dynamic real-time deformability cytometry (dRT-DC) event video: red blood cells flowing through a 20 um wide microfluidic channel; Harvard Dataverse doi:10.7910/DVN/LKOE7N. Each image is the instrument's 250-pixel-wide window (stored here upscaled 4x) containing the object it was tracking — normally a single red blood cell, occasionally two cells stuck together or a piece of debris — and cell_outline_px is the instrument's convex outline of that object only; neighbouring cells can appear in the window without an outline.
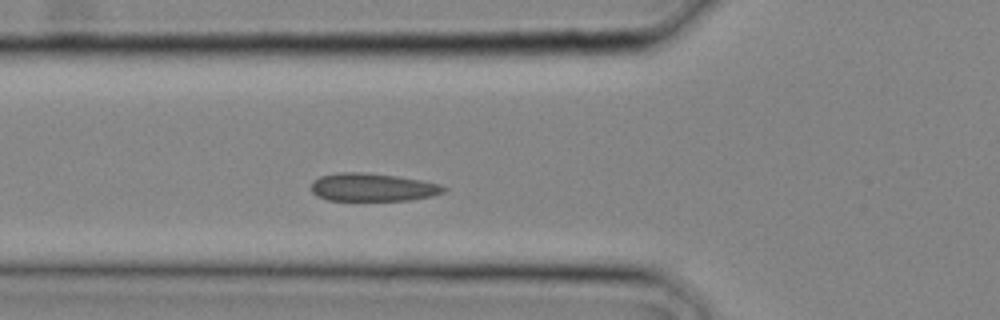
{"species": "common noctule bat (a hibernating species)", "species_latin": "Nyctalus noctula", "temperature_condition": "cold", "stored_images_in_passage": 8, "camera_frame_rate_fps": 3000, "um_per_image_px": 0.085, "animal": {"sex": "male", "body_mass_g": 20.4}, "frame": {"image": 1, "passage_image": 6, "time_ms": 1.667, "image_size_px": [1000, 320], "cell_outline_px": [[448, 188], [444, 192], [432, 196], [408, 200], [328, 200], [316, 196], [312, 192], [312, 180], [320, 176], [336, 172], [364, 172], [396, 176], [420, 180], [440, 184]], "centroid_in_image_um": [31.65, 15.91], "position_along_channel_um": 94.2, "area_um2": 21.68}}
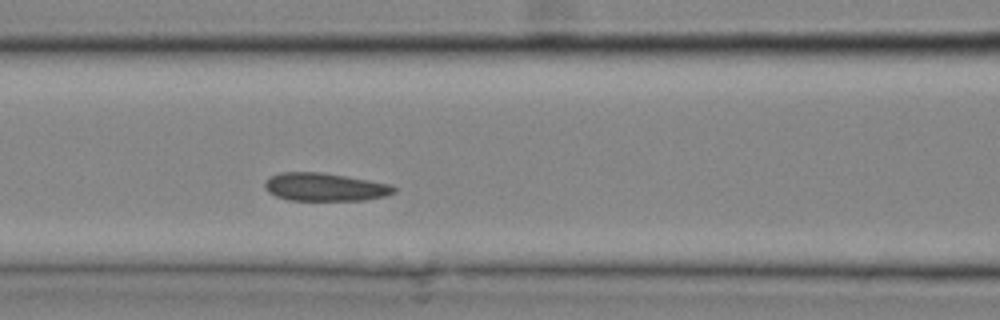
{"frame": {"image": 2, "passage_image": 8, "time_ms": 2.333, "image_size_px": [1000, 320], "cell_outline_px": [[396, 192], [384, 196], [364, 200], [288, 200], [276, 196], [268, 192], [264, 188], [264, 180], [268, 176], [280, 172], [320, 172], [392, 184], [396, 188]], "centroid_in_image_um": [27.56, 15.89], "position_along_channel_um": 139.0, "area_um2": 21.21}}